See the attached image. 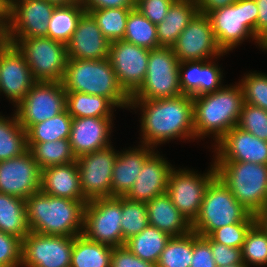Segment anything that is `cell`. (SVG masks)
I'll return each instance as SVG.
<instances>
[{"label":"cell","instance_id":"obj_1","mask_svg":"<svg viewBox=\"0 0 267 267\" xmlns=\"http://www.w3.org/2000/svg\"><path fill=\"white\" fill-rule=\"evenodd\" d=\"M140 105L142 145L157 146L170 139H195L193 98L180 95L155 100L130 99V108Z\"/></svg>","mask_w":267,"mask_h":267},{"label":"cell","instance_id":"obj_2","mask_svg":"<svg viewBox=\"0 0 267 267\" xmlns=\"http://www.w3.org/2000/svg\"><path fill=\"white\" fill-rule=\"evenodd\" d=\"M87 202L50 196L41 190L33 193L25 199L30 231L56 236L82 234Z\"/></svg>","mask_w":267,"mask_h":267},{"label":"cell","instance_id":"obj_3","mask_svg":"<svg viewBox=\"0 0 267 267\" xmlns=\"http://www.w3.org/2000/svg\"><path fill=\"white\" fill-rule=\"evenodd\" d=\"M244 104L241 84L193 97L195 138L213 134L217 143L237 126Z\"/></svg>","mask_w":267,"mask_h":267},{"label":"cell","instance_id":"obj_4","mask_svg":"<svg viewBox=\"0 0 267 267\" xmlns=\"http://www.w3.org/2000/svg\"><path fill=\"white\" fill-rule=\"evenodd\" d=\"M66 92H81L108 98L116 107H130L131 97L120 86L109 59L68 58L61 80Z\"/></svg>","mask_w":267,"mask_h":267},{"label":"cell","instance_id":"obj_5","mask_svg":"<svg viewBox=\"0 0 267 267\" xmlns=\"http://www.w3.org/2000/svg\"><path fill=\"white\" fill-rule=\"evenodd\" d=\"M255 222L256 216L250 214L216 176L206 189L199 215L192 223V231L206 237L226 225Z\"/></svg>","mask_w":267,"mask_h":267},{"label":"cell","instance_id":"obj_6","mask_svg":"<svg viewBox=\"0 0 267 267\" xmlns=\"http://www.w3.org/2000/svg\"><path fill=\"white\" fill-rule=\"evenodd\" d=\"M217 177L252 215L267 203V165L250 162H214Z\"/></svg>","mask_w":267,"mask_h":267},{"label":"cell","instance_id":"obj_7","mask_svg":"<svg viewBox=\"0 0 267 267\" xmlns=\"http://www.w3.org/2000/svg\"><path fill=\"white\" fill-rule=\"evenodd\" d=\"M258 14L255 0H237L207 14L217 43L224 53L232 51L246 38L257 41Z\"/></svg>","mask_w":267,"mask_h":267},{"label":"cell","instance_id":"obj_8","mask_svg":"<svg viewBox=\"0 0 267 267\" xmlns=\"http://www.w3.org/2000/svg\"><path fill=\"white\" fill-rule=\"evenodd\" d=\"M23 53L35 81L61 82L67 66V45L49 37L6 38Z\"/></svg>","mask_w":267,"mask_h":267},{"label":"cell","instance_id":"obj_9","mask_svg":"<svg viewBox=\"0 0 267 267\" xmlns=\"http://www.w3.org/2000/svg\"><path fill=\"white\" fill-rule=\"evenodd\" d=\"M180 95L179 60L173 49L160 46L150 50L146 78L131 99L155 100Z\"/></svg>","mask_w":267,"mask_h":267},{"label":"cell","instance_id":"obj_10","mask_svg":"<svg viewBox=\"0 0 267 267\" xmlns=\"http://www.w3.org/2000/svg\"><path fill=\"white\" fill-rule=\"evenodd\" d=\"M121 218V196L90 200L85 205L82 234L113 248L124 246Z\"/></svg>","mask_w":267,"mask_h":267},{"label":"cell","instance_id":"obj_11","mask_svg":"<svg viewBox=\"0 0 267 267\" xmlns=\"http://www.w3.org/2000/svg\"><path fill=\"white\" fill-rule=\"evenodd\" d=\"M16 107L19 124L27 132L66 110V91L61 82L36 81Z\"/></svg>","mask_w":267,"mask_h":267},{"label":"cell","instance_id":"obj_12","mask_svg":"<svg viewBox=\"0 0 267 267\" xmlns=\"http://www.w3.org/2000/svg\"><path fill=\"white\" fill-rule=\"evenodd\" d=\"M216 176L215 165H211L208 173L203 176L186 169L171 170L167 194L174 206L191 224L199 215L208 185Z\"/></svg>","mask_w":267,"mask_h":267},{"label":"cell","instance_id":"obj_13","mask_svg":"<svg viewBox=\"0 0 267 267\" xmlns=\"http://www.w3.org/2000/svg\"><path fill=\"white\" fill-rule=\"evenodd\" d=\"M74 238L30 231L22 240L21 266L70 267Z\"/></svg>","mask_w":267,"mask_h":267},{"label":"cell","instance_id":"obj_14","mask_svg":"<svg viewBox=\"0 0 267 267\" xmlns=\"http://www.w3.org/2000/svg\"><path fill=\"white\" fill-rule=\"evenodd\" d=\"M117 152L112 146L76 159L81 190L87 201L111 197V181Z\"/></svg>","mask_w":267,"mask_h":267},{"label":"cell","instance_id":"obj_15","mask_svg":"<svg viewBox=\"0 0 267 267\" xmlns=\"http://www.w3.org/2000/svg\"><path fill=\"white\" fill-rule=\"evenodd\" d=\"M149 52L150 49L125 40L110 43L108 59L120 86L130 97L146 78Z\"/></svg>","mask_w":267,"mask_h":267},{"label":"cell","instance_id":"obj_16","mask_svg":"<svg viewBox=\"0 0 267 267\" xmlns=\"http://www.w3.org/2000/svg\"><path fill=\"white\" fill-rule=\"evenodd\" d=\"M171 48L179 62L209 58L211 60L224 55L217 43L209 17L200 13L189 22Z\"/></svg>","mask_w":267,"mask_h":267},{"label":"cell","instance_id":"obj_17","mask_svg":"<svg viewBox=\"0 0 267 267\" xmlns=\"http://www.w3.org/2000/svg\"><path fill=\"white\" fill-rule=\"evenodd\" d=\"M56 6L46 0H11L6 38L47 37L48 23Z\"/></svg>","mask_w":267,"mask_h":267},{"label":"cell","instance_id":"obj_18","mask_svg":"<svg viewBox=\"0 0 267 267\" xmlns=\"http://www.w3.org/2000/svg\"><path fill=\"white\" fill-rule=\"evenodd\" d=\"M41 169L29 150L0 161V192L26 199L40 191Z\"/></svg>","mask_w":267,"mask_h":267},{"label":"cell","instance_id":"obj_19","mask_svg":"<svg viewBox=\"0 0 267 267\" xmlns=\"http://www.w3.org/2000/svg\"><path fill=\"white\" fill-rule=\"evenodd\" d=\"M35 82L23 53L6 41L0 47V93L17 106Z\"/></svg>","mask_w":267,"mask_h":267},{"label":"cell","instance_id":"obj_20","mask_svg":"<svg viewBox=\"0 0 267 267\" xmlns=\"http://www.w3.org/2000/svg\"><path fill=\"white\" fill-rule=\"evenodd\" d=\"M215 162H250L267 165V141L235 126L215 144Z\"/></svg>","mask_w":267,"mask_h":267},{"label":"cell","instance_id":"obj_21","mask_svg":"<svg viewBox=\"0 0 267 267\" xmlns=\"http://www.w3.org/2000/svg\"><path fill=\"white\" fill-rule=\"evenodd\" d=\"M113 117L73 118L69 142L76 159L111 146L109 136ZM111 130V131H110Z\"/></svg>","mask_w":267,"mask_h":267},{"label":"cell","instance_id":"obj_22","mask_svg":"<svg viewBox=\"0 0 267 267\" xmlns=\"http://www.w3.org/2000/svg\"><path fill=\"white\" fill-rule=\"evenodd\" d=\"M172 165L153 152L144 162L132 188L125 195L131 201L148 202L167 193L168 179Z\"/></svg>","mask_w":267,"mask_h":267},{"label":"cell","instance_id":"obj_23","mask_svg":"<svg viewBox=\"0 0 267 267\" xmlns=\"http://www.w3.org/2000/svg\"><path fill=\"white\" fill-rule=\"evenodd\" d=\"M109 46L110 42L103 36L96 21L85 12L67 44V55L73 59H107Z\"/></svg>","mask_w":267,"mask_h":267},{"label":"cell","instance_id":"obj_24","mask_svg":"<svg viewBox=\"0 0 267 267\" xmlns=\"http://www.w3.org/2000/svg\"><path fill=\"white\" fill-rule=\"evenodd\" d=\"M213 63L209 60L179 62L180 90L183 95L193 98L223 87L221 69Z\"/></svg>","mask_w":267,"mask_h":267},{"label":"cell","instance_id":"obj_25","mask_svg":"<svg viewBox=\"0 0 267 267\" xmlns=\"http://www.w3.org/2000/svg\"><path fill=\"white\" fill-rule=\"evenodd\" d=\"M40 190L54 197L87 201L82 194L76 161L64 165L50 166L41 170Z\"/></svg>","mask_w":267,"mask_h":267},{"label":"cell","instance_id":"obj_26","mask_svg":"<svg viewBox=\"0 0 267 267\" xmlns=\"http://www.w3.org/2000/svg\"><path fill=\"white\" fill-rule=\"evenodd\" d=\"M119 152L112 172L111 197L125 196L138 178L145 160L154 152L153 147L141 145L140 148Z\"/></svg>","mask_w":267,"mask_h":267},{"label":"cell","instance_id":"obj_27","mask_svg":"<svg viewBox=\"0 0 267 267\" xmlns=\"http://www.w3.org/2000/svg\"><path fill=\"white\" fill-rule=\"evenodd\" d=\"M146 206L150 226L171 237L183 236L192 231V224L174 206L167 193L146 202Z\"/></svg>","mask_w":267,"mask_h":267},{"label":"cell","instance_id":"obj_28","mask_svg":"<svg viewBox=\"0 0 267 267\" xmlns=\"http://www.w3.org/2000/svg\"><path fill=\"white\" fill-rule=\"evenodd\" d=\"M197 13L196 0H175L164 20L156 25L159 47H172Z\"/></svg>","mask_w":267,"mask_h":267},{"label":"cell","instance_id":"obj_29","mask_svg":"<svg viewBox=\"0 0 267 267\" xmlns=\"http://www.w3.org/2000/svg\"><path fill=\"white\" fill-rule=\"evenodd\" d=\"M0 231L21 240L30 232L25 199L0 192Z\"/></svg>","mask_w":267,"mask_h":267},{"label":"cell","instance_id":"obj_30","mask_svg":"<svg viewBox=\"0 0 267 267\" xmlns=\"http://www.w3.org/2000/svg\"><path fill=\"white\" fill-rule=\"evenodd\" d=\"M85 12L80 1L56 6L48 23L47 37L67 45Z\"/></svg>","mask_w":267,"mask_h":267},{"label":"cell","instance_id":"obj_31","mask_svg":"<svg viewBox=\"0 0 267 267\" xmlns=\"http://www.w3.org/2000/svg\"><path fill=\"white\" fill-rule=\"evenodd\" d=\"M170 238L167 233L148 225L139 234L126 240L124 246L140 259L157 264Z\"/></svg>","mask_w":267,"mask_h":267},{"label":"cell","instance_id":"obj_32","mask_svg":"<svg viewBox=\"0 0 267 267\" xmlns=\"http://www.w3.org/2000/svg\"><path fill=\"white\" fill-rule=\"evenodd\" d=\"M113 247L91 241L83 234L74 238L70 267H110Z\"/></svg>","mask_w":267,"mask_h":267},{"label":"cell","instance_id":"obj_33","mask_svg":"<svg viewBox=\"0 0 267 267\" xmlns=\"http://www.w3.org/2000/svg\"><path fill=\"white\" fill-rule=\"evenodd\" d=\"M116 107L108 98L81 92H66V110L72 118L112 117Z\"/></svg>","mask_w":267,"mask_h":267},{"label":"cell","instance_id":"obj_34","mask_svg":"<svg viewBox=\"0 0 267 267\" xmlns=\"http://www.w3.org/2000/svg\"><path fill=\"white\" fill-rule=\"evenodd\" d=\"M27 147L41 170L50 166L64 165L76 161L69 139L27 143Z\"/></svg>","mask_w":267,"mask_h":267},{"label":"cell","instance_id":"obj_35","mask_svg":"<svg viewBox=\"0 0 267 267\" xmlns=\"http://www.w3.org/2000/svg\"><path fill=\"white\" fill-rule=\"evenodd\" d=\"M14 115L12 119L0 115V161L20 156L28 150L27 133Z\"/></svg>","mask_w":267,"mask_h":267},{"label":"cell","instance_id":"obj_36","mask_svg":"<svg viewBox=\"0 0 267 267\" xmlns=\"http://www.w3.org/2000/svg\"><path fill=\"white\" fill-rule=\"evenodd\" d=\"M72 116L65 110L43 122L34 124L27 133V143L51 142L69 139Z\"/></svg>","mask_w":267,"mask_h":267},{"label":"cell","instance_id":"obj_37","mask_svg":"<svg viewBox=\"0 0 267 267\" xmlns=\"http://www.w3.org/2000/svg\"><path fill=\"white\" fill-rule=\"evenodd\" d=\"M123 40L150 50L159 47L156 25L135 8L128 14Z\"/></svg>","mask_w":267,"mask_h":267},{"label":"cell","instance_id":"obj_38","mask_svg":"<svg viewBox=\"0 0 267 267\" xmlns=\"http://www.w3.org/2000/svg\"><path fill=\"white\" fill-rule=\"evenodd\" d=\"M133 8L93 9L88 13L96 21L103 36L111 43L123 40L128 14Z\"/></svg>","mask_w":267,"mask_h":267},{"label":"cell","instance_id":"obj_39","mask_svg":"<svg viewBox=\"0 0 267 267\" xmlns=\"http://www.w3.org/2000/svg\"><path fill=\"white\" fill-rule=\"evenodd\" d=\"M193 253V231L171 237L165 245L157 267H190Z\"/></svg>","mask_w":267,"mask_h":267},{"label":"cell","instance_id":"obj_40","mask_svg":"<svg viewBox=\"0 0 267 267\" xmlns=\"http://www.w3.org/2000/svg\"><path fill=\"white\" fill-rule=\"evenodd\" d=\"M121 230L123 240L139 234L148 225V212L146 202L131 201L121 196Z\"/></svg>","mask_w":267,"mask_h":267},{"label":"cell","instance_id":"obj_41","mask_svg":"<svg viewBox=\"0 0 267 267\" xmlns=\"http://www.w3.org/2000/svg\"><path fill=\"white\" fill-rule=\"evenodd\" d=\"M242 261L248 267L267 265V232L255 222L248 230L241 248Z\"/></svg>","mask_w":267,"mask_h":267},{"label":"cell","instance_id":"obj_42","mask_svg":"<svg viewBox=\"0 0 267 267\" xmlns=\"http://www.w3.org/2000/svg\"><path fill=\"white\" fill-rule=\"evenodd\" d=\"M239 83L243 89L244 103L267 111V75L249 73Z\"/></svg>","mask_w":267,"mask_h":267},{"label":"cell","instance_id":"obj_43","mask_svg":"<svg viewBox=\"0 0 267 267\" xmlns=\"http://www.w3.org/2000/svg\"><path fill=\"white\" fill-rule=\"evenodd\" d=\"M237 127L267 141V111L244 103Z\"/></svg>","mask_w":267,"mask_h":267},{"label":"cell","instance_id":"obj_44","mask_svg":"<svg viewBox=\"0 0 267 267\" xmlns=\"http://www.w3.org/2000/svg\"><path fill=\"white\" fill-rule=\"evenodd\" d=\"M254 223H234L214 230L208 237L217 243L242 248L245 236Z\"/></svg>","mask_w":267,"mask_h":267},{"label":"cell","instance_id":"obj_45","mask_svg":"<svg viewBox=\"0 0 267 267\" xmlns=\"http://www.w3.org/2000/svg\"><path fill=\"white\" fill-rule=\"evenodd\" d=\"M22 240L0 231V266L18 267L21 265Z\"/></svg>","mask_w":267,"mask_h":267},{"label":"cell","instance_id":"obj_46","mask_svg":"<svg viewBox=\"0 0 267 267\" xmlns=\"http://www.w3.org/2000/svg\"><path fill=\"white\" fill-rule=\"evenodd\" d=\"M175 0H139L135 9L145 16L150 22L157 25L161 23Z\"/></svg>","mask_w":267,"mask_h":267},{"label":"cell","instance_id":"obj_47","mask_svg":"<svg viewBox=\"0 0 267 267\" xmlns=\"http://www.w3.org/2000/svg\"><path fill=\"white\" fill-rule=\"evenodd\" d=\"M211 246L214 261L217 267L242 264L241 248H233L212 241L208 236L203 237Z\"/></svg>","mask_w":267,"mask_h":267},{"label":"cell","instance_id":"obj_48","mask_svg":"<svg viewBox=\"0 0 267 267\" xmlns=\"http://www.w3.org/2000/svg\"><path fill=\"white\" fill-rule=\"evenodd\" d=\"M190 267H217L210 244L193 232V253Z\"/></svg>","mask_w":267,"mask_h":267},{"label":"cell","instance_id":"obj_49","mask_svg":"<svg viewBox=\"0 0 267 267\" xmlns=\"http://www.w3.org/2000/svg\"><path fill=\"white\" fill-rule=\"evenodd\" d=\"M110 267H157V265L140 259L125 246H118L112 249Z\"/></svg>","mask_w":267,"mask_h":267},{"label":"cell","instance_id":"obj_50","mask_svg":"<svg viewBox=\"0 0 267 267\" xmlns=\"http://www.w3.org/2000/svg\"><path fill=\"white\" fill-rule=\"evenodd\" d=\"M85 11L93 9L135 8L132 0H79Z\"/></svg>","mask_w":267,"mask_h":267},{"label":"cell","instance_id":"obj_51","mask_svg":"<svg viewBox=\"0 0 267 267\" xmlns=\"http://www.w3.org/2000/svg\"><path fill=\"white\" fill-rule=\"evenodd\" d=\"M237 0H196L198 13L207 15L209 12L229 6Z\"/></svg>","mask_w":267,"mask_h":267},{"label":"cell","instance_id":"obj_52","mask_svg":"<svg viewBox=\"0 0 267 267\" xmlns=\"http://www.w3.org/2000/svg\"><path fill=\"white\" fill-rule=\"evenodd\" d=\"M258 7L257 38L267 29V0H255Z\"/></svg>","mask_w":267,"mask_h":267},{"label":"cell","instance_id":"obj_53","mask_svg":"<svg viewBox=\"0 0 267 267\" xmlns=\"http://www.w3.org/2000/svg\"><path fill=\"white\" fill-rule=\"evenodd\" d=\"M11 0H0V25L6 30L10 22Z\"/></svg>","mask_w":267,"mask_h":267},{"label":"cell","instance_id":"obj_54","mask_svg":"<svg viewBox=\"0 0 267 267\" xmlns=\"http://www.w3.org/2000/svg\"><path fill=\"white\" fill-rule=\"evenodd\" d=\"M256 222L267 232V203L256 215Z\"/></svg>","mask_w":267,"mask_h":267},{"label":"cell","instance_id":"obj_55","mask_svg":"<svg viewBox=\"0 0 267 267\" xmlns=\"http://www.w3.org/2000/svg\"><path fill=\"white\" fill-rule=\"evenodd\" d=\"M260 47L267 50V29H265L257 38V42Z\"/></svg>","mask_w":267,"mask_h":267},{"label":"cell","instance_id":"obj_56","mask_svg":"<svg viewBox=\"0 0 267 267\" xmlns=\"http://www.w3.org/2000/svg\"><path fill=\"white\" fill-rule=\"evenodd\" d=\"M49 1L50 3H53L55 5H68V4H72L74 2H77L79 0H46Z\"/></svg>","mask_w":267,"mask_h":267},{"label":"cell","instance_id":"obj_57","mask_svg":"<svg viewBox=\"0 0 267 267\" xmlns=\"http://www.w3.org/2000/svg\"><path fill=\"white\" fill-rule=\"evenodd\" d=\"M7 41L6 30L0 25V47Z\"/></svg>","mask_w":267,"mask_h":267},{"label":"cell","instance_id":"obj_58","mask_svg":"<svg viewBox=\"0 0 267 267\" xmlns=\"http://www.w3.org/2000/svg\"><path fill=\"white\" fill-rule=\"evenodd\" d=\"M222 267H247V266L244 263H242V264H235V265L222 266Z\"/></svg>","mask_w":267,"mask_h":267}]
</instances>
